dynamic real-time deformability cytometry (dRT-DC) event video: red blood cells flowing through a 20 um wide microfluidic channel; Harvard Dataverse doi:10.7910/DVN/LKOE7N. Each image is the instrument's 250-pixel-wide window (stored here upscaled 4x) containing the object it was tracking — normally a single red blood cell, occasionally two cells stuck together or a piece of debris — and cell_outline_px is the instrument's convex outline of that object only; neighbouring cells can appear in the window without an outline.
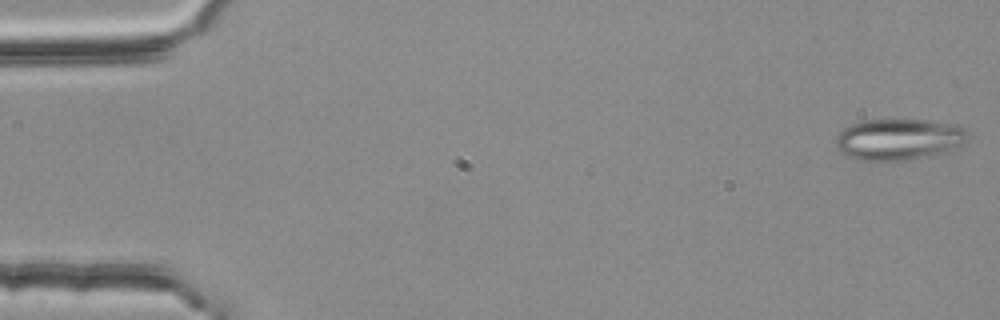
{"species": "common noctule bat (a hibernating species)", "species_latin": "Nyctalus noctula", "temperature_condition": "room temperature", "stored_images_in_passage": 54, "camera_frame_rate_fps": 3000, "um_per_image_px": 0.085, "animal": {"sex": "female", "body_mass_g": 25.1}, "frame": {"image": 1, "passage_image": 1, "time_ms": 0.0, "image_size_px": [1000, 320], "cell_outline_px": [[968, 136], [964, 144], [940, 152], [920, 156], [896, 160], [860, 160], [840, 152], [836, 148], [836, 136], [844, 128], [852, 124], [864, 120], [924, 120], [960, 124], [968, 132]], "centroid_in_image_um": [76.38, 11.81], "position_along_channel_um": 8.6, "area_um2": 31.21}}
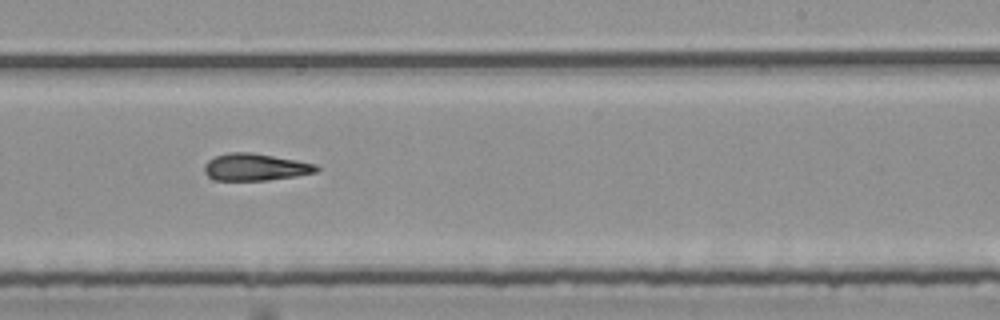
{"frame": {"image": 2, "passage_image": 33, "time_ms": 10.667, "image_size_px": [1000, 320], "cell_outline_px": [[320, 168], [316, 172], [296, 176], [268, 180], [216, 180], [208, 176], [204, 172], [204, 164], [208, 160], [216, 156], [228, 152], [252, 152], [296, 160], [316, 164]], "centroid_in_image_um": [21.69, 14.2], "position_along_channel_um": 267.3, "area_um2": 17.69}}
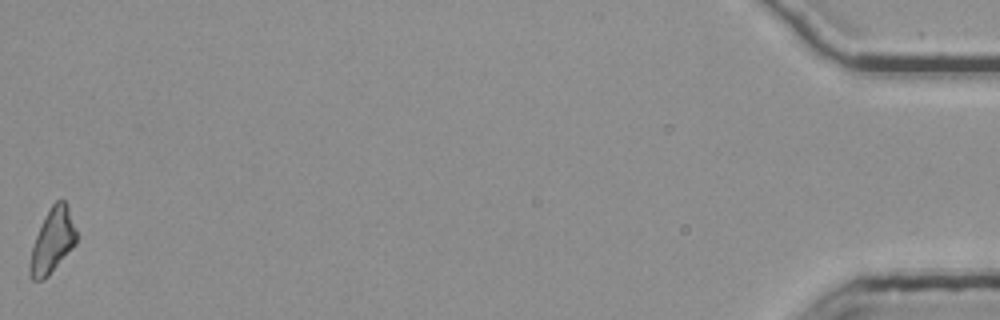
{"frame": {"image": 3, "passage_image": 54, "time_ms": 17.667, "image_size_px": [1000, 320], "cell_outline_px": [[76, 244], [48, 276], [44, 280], [32, 280], [28, 272], [28, 268], [32, 248], [36, 236], [52, 204], [56, 200], [64, 200], [68, 204], [76, 232]], "centroid_in_image_um": [4.45, 20.5], "position_along_channel_um": 430.7, "area_um2": 17.17}, "authors_computed_cell_mechanics": {"area_um2": 18.1203, "velocity_mm_per_s": 3.7895, "shape_relaxation_time_tau1_ms": null, "shape_relaxation_time_tau2_ms": 6.9599, "deformation_change_tau1": null, "deformation_change_tau2": 0.198}}